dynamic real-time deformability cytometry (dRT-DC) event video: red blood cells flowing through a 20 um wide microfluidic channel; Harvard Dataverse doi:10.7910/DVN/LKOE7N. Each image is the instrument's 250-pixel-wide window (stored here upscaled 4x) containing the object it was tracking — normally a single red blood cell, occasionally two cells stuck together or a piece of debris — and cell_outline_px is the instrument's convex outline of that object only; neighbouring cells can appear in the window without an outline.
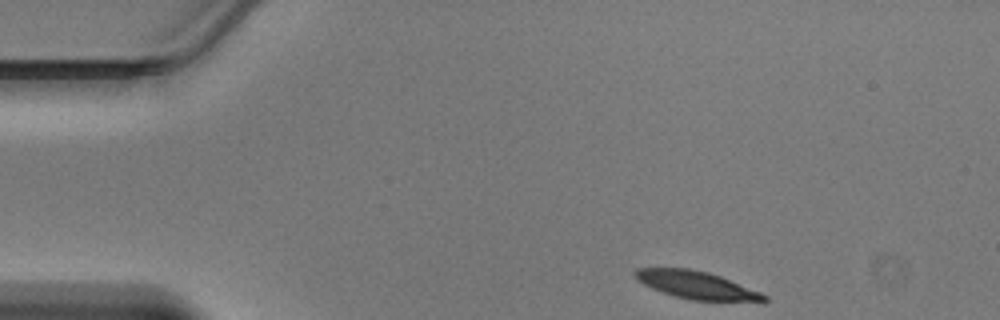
{"species": "Egyptian fruit bat (a non-hibernating species)", "species_latin": "Rousettus aegyptiacus", "temperature_condition": "warm", "stored_images_in_passage": 41, "camera_frame_rate_fps": 3000, "um_per_image_px": 0.085, "animal": {"sex": "male"}, "frame": {"image": 1, "passage_image": 1, "time_ms": 0.0, "image_size_px": [1000, 320], "cell_outline_px": [[768, 300], [764, 304], [692, 300], [676, 296], [652, 288], [644, 284], [632, 272], [636, 268], [688, 268], [708, 272], [720, 276], [760, 292], [768, 296]], "centroid_in_image_um": [59.35, 24.27], "position_along_channel_um": 25.6, "area_um2": 21.21}}
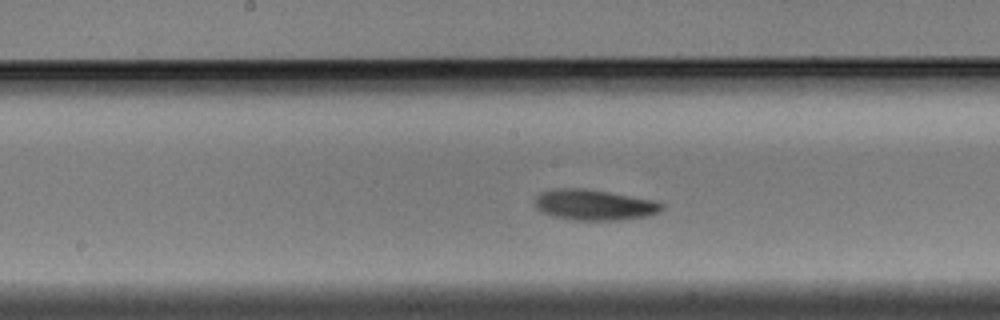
{"frame": {"image": 2, "passage_image": 18, "time_ms": 5.667, "image_size_px": [1000, 320], "cell_outline_px": [[664, 208], [660, 212], [648, 216], [616, 220], [576, 220], [552, 216], [540, 212], [536, 208], [536, 196], [540, 192], [556, 188], [584, 188], [656, 200], [664, 204]], "centroid_in_image_um": [50.52, 17.41], "position_along_channel_um": 197.7, "area_um2": 22.83}}
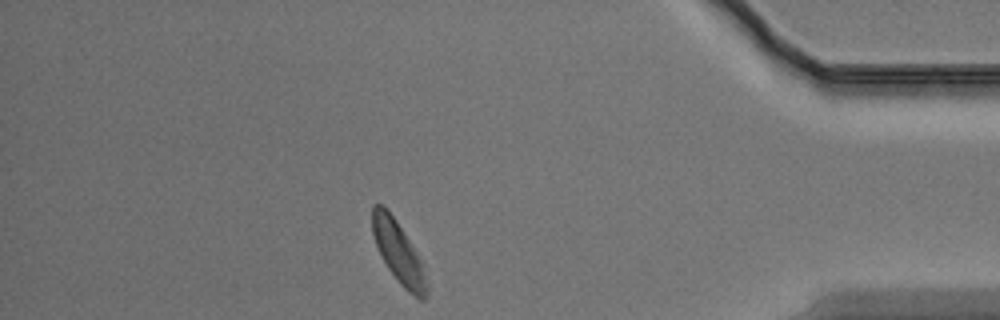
{"frame": {"image": 3, "passage_image": 35, "time_ms": 11.333, "image_size_px": [1000, 320], "cell_outline_px": [[428, 296], [424, 300], [420, 300], [408, 292], [400, 284], [388, 268], [376, 244], [372, 232], [372, 204], [380, 204], [396, 220], [408, 240], [420, 264], [428, 284]], "centroid_in_image_um": [33.85, 21.5], "position_along_channel_um": 401.3, "area_um2": 18.67}}